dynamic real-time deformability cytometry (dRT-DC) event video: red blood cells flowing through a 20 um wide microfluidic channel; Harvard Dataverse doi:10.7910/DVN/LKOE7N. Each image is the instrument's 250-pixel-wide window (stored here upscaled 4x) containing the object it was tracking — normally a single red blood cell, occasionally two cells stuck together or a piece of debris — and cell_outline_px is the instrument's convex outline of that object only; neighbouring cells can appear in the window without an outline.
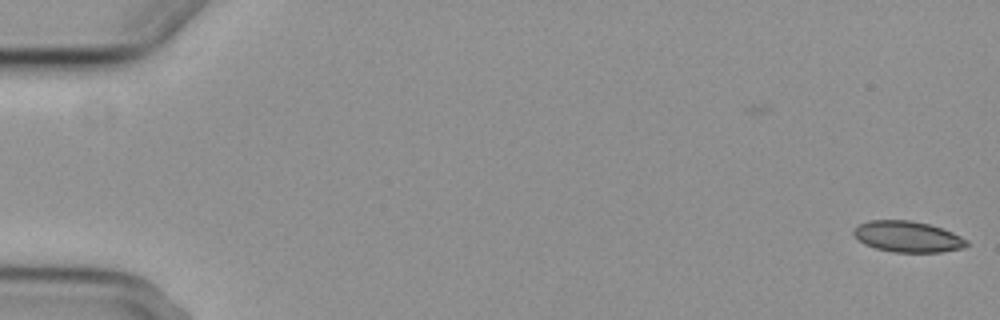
{"species": "common noctule bat (a hibernating species)", "species_latin": "Nyctalus noctula", "temperature_condition": "cold", "stored_images_in_passage": 2, "camera_frame_rate_fps": 3000, "um_per_image_px": 0.085, "animal": {"sex": "female", "body_mass_g": 29.2, "forearm_length_mm": 56.3}, "frame": {"image": 1, "passage_image": 2, "time_ms": 1.0, "image_size_px": [1000, 320], "cell_outline_px": [[968, 244], [964, 248], [940, 252], [892, 252], [876, 248], [864, 244], [852, 232], [860, 224], [868, 220], [908, 220], [928, 224], [952, 232], [968, 240]], "centroid_in_image_um": [77.16, 20.12], "position_along_channel_um": 7.8, "area_um2": 20.23}}